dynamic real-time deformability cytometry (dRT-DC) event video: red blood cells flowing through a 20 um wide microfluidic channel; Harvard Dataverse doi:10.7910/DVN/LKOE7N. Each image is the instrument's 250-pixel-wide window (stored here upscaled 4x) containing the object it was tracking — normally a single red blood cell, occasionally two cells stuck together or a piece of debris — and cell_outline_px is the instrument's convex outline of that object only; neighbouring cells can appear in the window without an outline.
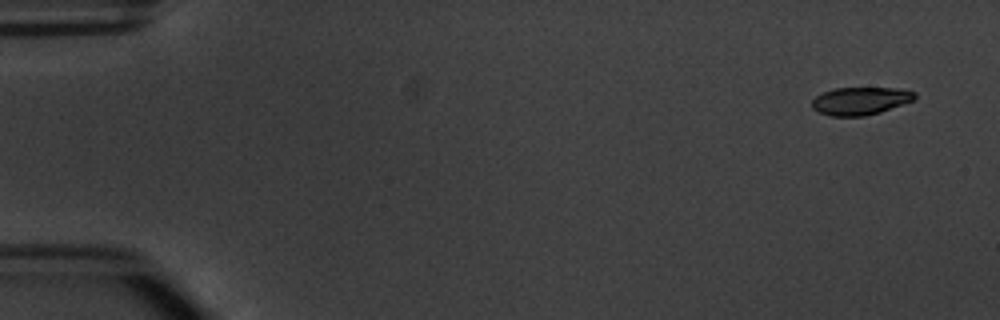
{"species": "common noctule bat (a hibernating species)", "species_latin": "Nyctalus noctula", "temperature_condition": "warm", "stored_images_in_passage": 6, "camera_frame_rate_fps": 3000, "um_per_image_px": 0.085, "animal": {"sex": "male", "body_mass_g": 20.1, "forearm_length_mm": 53.5}, "frame": {"image": 1, "passage_image": 1, "time_ms": 0.0, "image_size_px": [1000, 320], "cell_outline_px": [[916, 96], [912, 100], [880, 112], [864, 116], [832, 116], [820, 112], [812, 108], [812, 100], [816, 96], [824, 92], [836, 88], [900, 88], [916, 92]], "centroid_in_image_um": [73.13, 8.57], "position_along_channel_um": 11.9, "area_um2": 16.42}}
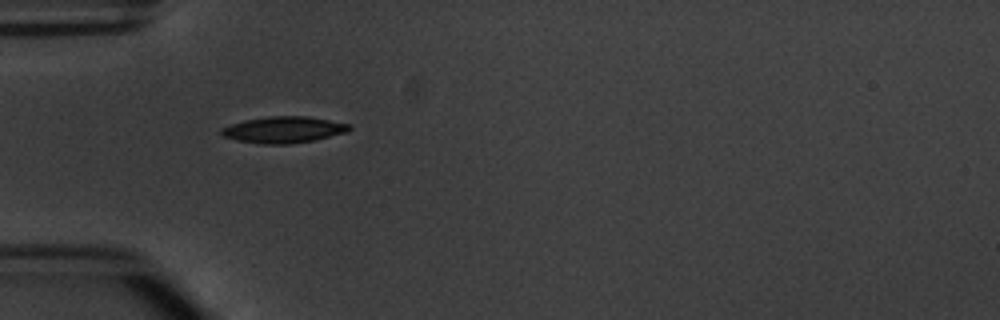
{"frame": {"image": 2, "passage_image": 5, "time_ms": 4.667, "image_size_px": [1000, 320], "cell_outline_px": [[352, 128], [348, 132], [316, 140], [292, 144], [260, 144], [236, 140], [224, 136], [220, 132], [220, 128], [244, 120], [268, 116], [308, 116], [352, 124]], "centroid_in_image_um": [24.15, 11.03], "position_along_channel_um": 60.8, "area_um2": 19.94}}